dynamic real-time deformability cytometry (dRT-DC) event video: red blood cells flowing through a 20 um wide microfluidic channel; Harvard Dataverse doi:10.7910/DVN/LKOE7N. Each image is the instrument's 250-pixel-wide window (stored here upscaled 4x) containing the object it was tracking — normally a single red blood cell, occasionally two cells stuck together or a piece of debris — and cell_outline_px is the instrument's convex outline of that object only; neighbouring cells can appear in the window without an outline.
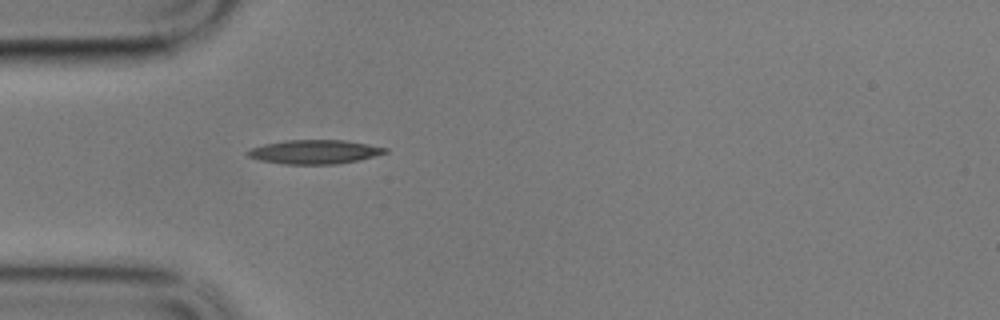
{"species": "common noctule bat (a hibernating species)", "species_latin": "Nyctalus noctula", "temperature_condition": "cold", "stored_images_in_passage": 14, "camera_frame_rate_fps": 3000, "um_per_image_px": 0.085, "animal": {"sex": "male", "body_mass_g": 17.9}, "frame": {"image": 1, "passage_image": 1, "time_ms": 0.0, "image_size_px": [1000, 320], "cell_outline_px": [[388, 152], [360, 160], [336, 164], [284, 164], [260, 160], [248, 156], [244, 152], [248, 148], [264, 144], [288, 140], [344, 140], [368, 144], [388, 148]], "centroid_in_image_um": [26.72, 12.91], "position_along_channel_um": 58.3, "area_um2": 19.31}}
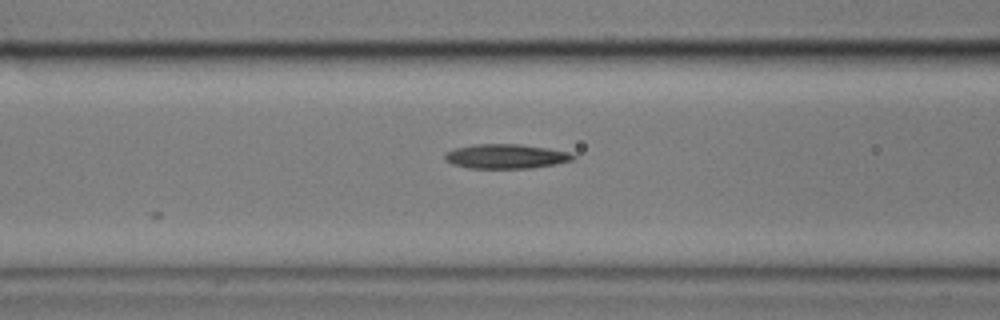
{"frame": {"image": 2, "passage_image": 7, "time_ms": 2.0, "image_size_px": [1000, 320], "cell_outline_px": [[576, 156], [572, 160], [556, 164], [532, 168], [468, 168], [452, 164], [444, 160], [444, 152], [456, 148], [472, 144], [520, 144], [568, 152]], "centroid_in_image_um": [42.94, 13.29], "position_along_channel_um": 123.7, "area_um2": 18.26}}
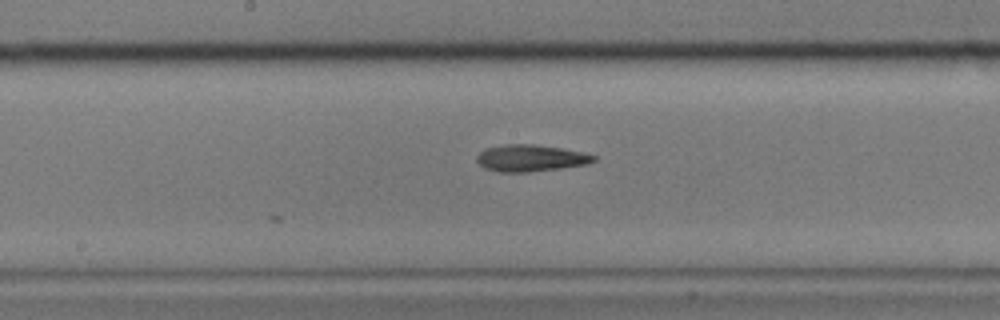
{"frame": {"image": 3, "passage_image": 14, "time_ms": 4.333, "image_size_px": [1000, 320], "cell_outline_px": [[596, 160], [588, 164], [560, 168], [528, 172], [500, 172], [484, 168], [476, 160], [476, 156], [484, 148], [504, 144], [536, 144], [584, 152], [596, 156]], "centroid_in_image_um": [45.09, 13.43], "position_along_channel_um": 203.1, "area_um2": 18.32}}